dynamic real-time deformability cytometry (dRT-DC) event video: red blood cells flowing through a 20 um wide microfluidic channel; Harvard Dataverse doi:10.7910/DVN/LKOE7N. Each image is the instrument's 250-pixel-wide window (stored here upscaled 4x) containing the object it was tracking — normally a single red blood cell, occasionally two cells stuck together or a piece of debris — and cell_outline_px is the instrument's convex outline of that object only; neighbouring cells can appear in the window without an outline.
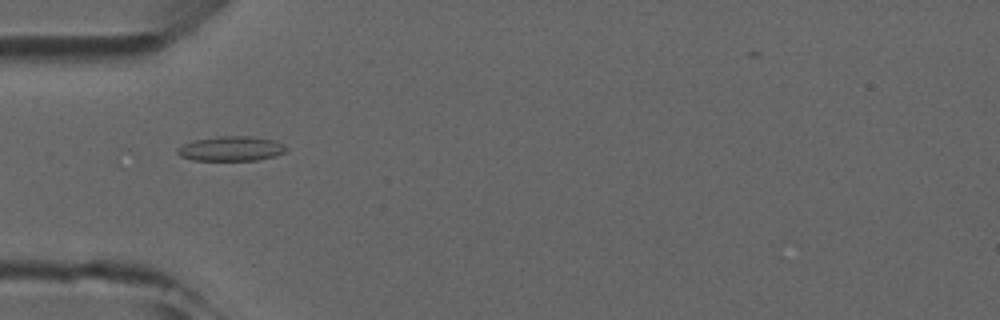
{"species": "common noctule bat (a hibernating species)", "species_latin": "Nyctalus noctula", "temperature_condition": "room temperature", "stored_images_in_passage": 3, "camera_frame_rate_fps": 3000, "um_per_image_px": 0.085, "animal": {"sex": "male", "forearm_length_mm": 52.5}, "frame": {"image": 1, "passage_image": 1, "time_ms": 0.0, "image_size_px": [1000, 320], "cell_outline_px": [[288, 148], [284, 152], [276, 156], [256, 160], [192, 160], [180, 156], [176, 152], [176, 148], [184, 144], [196, 140], [220, 136], [248, 136], [276, 140], [284, 144]], "centroid_in_image_um": [19.67, 12.64], "position_along_channel_um": 65.3, "area_um2": 15.66}}
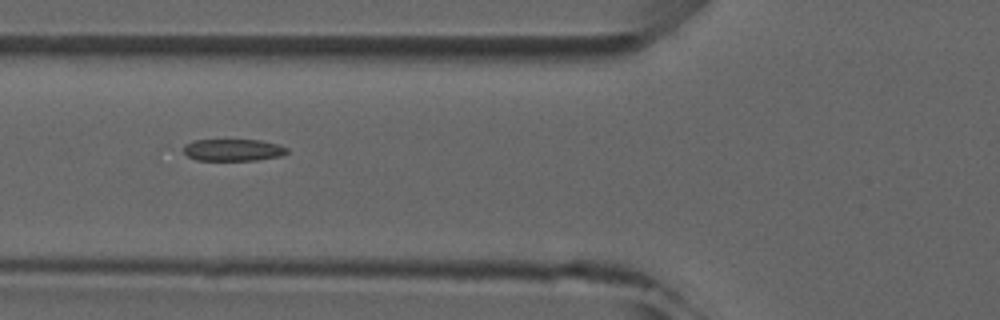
{"frame": {"image": 2, "passage_image": 2, "time_ms": 1.0, "image_size_px": [1000, 320], "cell_outline_px": [[288, 152], [280, 156], [256, 160], [196, 160], [188, 156], [184, 152], [184, 144], [196, 140], [260, 140], [276, 144], [288, 148]], "centroid_in_image_um": [19.81, 12.75], "position_along_channel_um": 106.0, "area_um2": 13.12}}
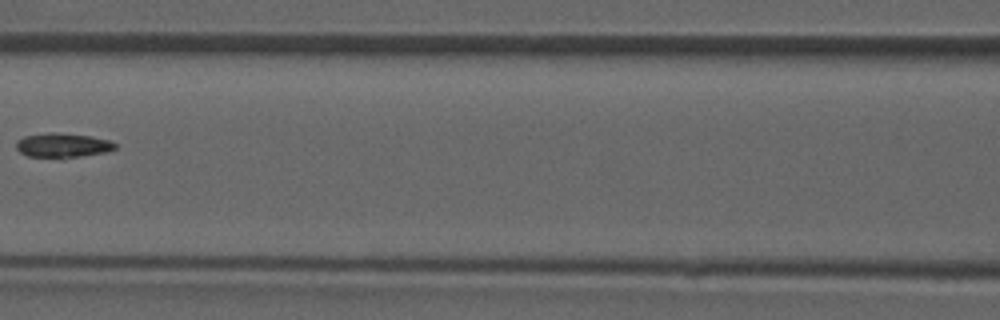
{"frame": {"image": 3, "passage_image": 3, "time_ms": 2.333, "image_size_px": [1000, 320], "cell_outline_px": [[116, 148], [108, 152], [80, 156], [28, 156], [20, 152], [16, 148], [16, 140], [24, 136], [52, 132], [56, 132], [92, 136], [112, 140], [116, 144]], "centroid_in_image_um": [5.36, 12.32], "position_along_channel_um": 161.2, "area_um2": 13.87}}